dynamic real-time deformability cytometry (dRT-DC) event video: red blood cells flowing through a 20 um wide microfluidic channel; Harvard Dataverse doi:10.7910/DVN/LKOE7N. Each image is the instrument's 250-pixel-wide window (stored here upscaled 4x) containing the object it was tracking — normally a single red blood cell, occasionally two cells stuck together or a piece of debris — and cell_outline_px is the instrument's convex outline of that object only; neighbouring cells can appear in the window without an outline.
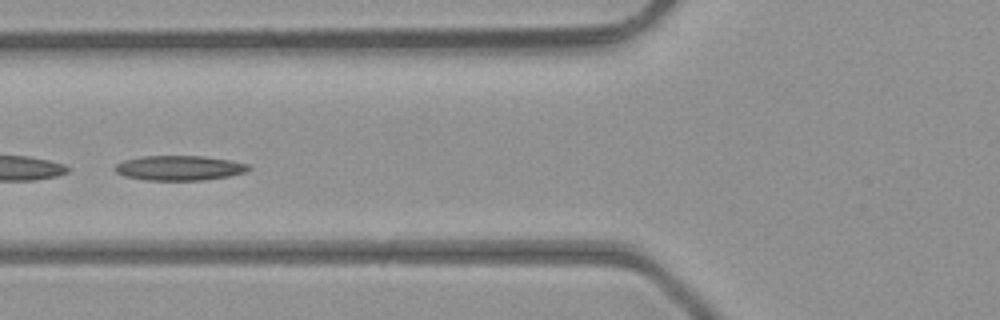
{"species": "common noctule bat (a hibernating species)", "species_latin": "Nyctalus noctula", "temperature_condition": "room temperature", "stored_images_in_passage": 7, "camera_frame_rate_fps": 3000, "um_per_image_px": 0.085, "animal": {"sex": "male", "body_mass_g": 23.1, "forearm_length_mm": 52.7}, "frame": {"image": 1, "passage_image": 6, "time_ms": 1.667, "image_size_px": [1000, 320], "cell_outline_px": [[252, 168], [244, 172], [228, 176], [204, 180], [144, 180], [124, 176], [116, 172], [112, 168], [116, 164], [124, 160], [144, 156], [204, 156], [252, 164]], "centroid_in_image_um": [15.24, 14.28], "position_along_channel_um": 110.6, "area_um2": 19.42}}
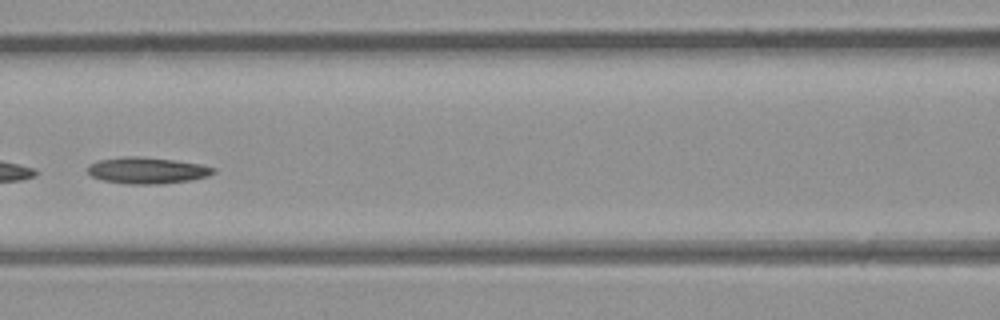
{"frame": {"image": 2, "passage_image": 7, "time_ms": 2.0, "image_size_px": [1000, 320], "cell_outline_px": [[216, 172], [208, 176], [192, 180], [160, 184], [124, 184], [104, 180], [92, 176], [88, 172], [88, 164], [100, 160], [124, 156], [140, 156], [172, 160], [200, 164], [216, 168]], "centroid_in_image_um": [12.52, 14.49], "position_along_channel_um": 154.1, "area_um2": 19.36}}